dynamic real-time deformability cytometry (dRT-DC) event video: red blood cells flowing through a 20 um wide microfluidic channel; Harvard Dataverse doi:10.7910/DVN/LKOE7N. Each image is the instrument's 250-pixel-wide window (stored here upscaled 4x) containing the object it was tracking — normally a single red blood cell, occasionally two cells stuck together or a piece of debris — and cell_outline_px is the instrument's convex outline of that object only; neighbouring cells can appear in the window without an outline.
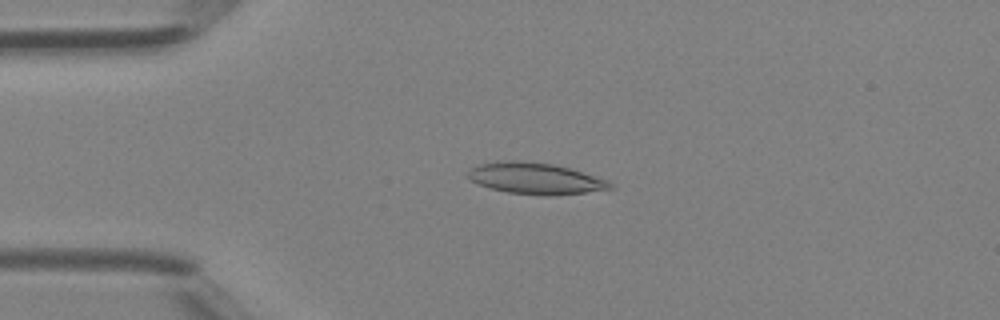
{"species": "Egyptian fruit bat (a non-hibernating species)", "species_latin": "Rousettus aegyptiacus", "temperature_condition": "room temperature", "stored_images_in_passage": 34, "camera_frame_rate_fps": 3000, "um_per_image_px": 0.085, "animal": {"sex": "female"}, "frame": {"image": 1, "passage_image": 2, "time_ms": 0.333, "image_size_px": [1000, 320], "cell_outline_px": [[616, 188], [552, 196], [544, 196], [508, 192], [492, 188], [480, 184], [472, 180], [468, 176], [468, 172], [472, 168], [480, 164], [496, 160], [512, 160], [552, 164], [568, 168], [608, 180]], "centroid_in_image_um": [45.52, 15.17], "position_along_channel_um": 39.5, "area_um2": 25.66}}
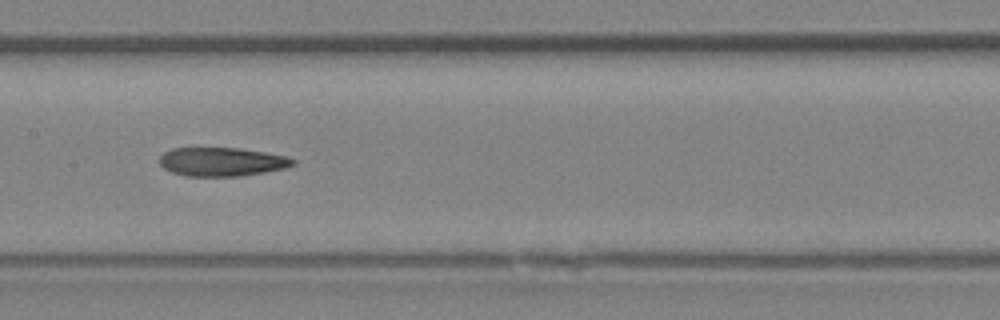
{"frame": {"image": 2, "passage_image": 13, "time_ms": 4.0, "image_size_px": [1000, 320], "cell_outline_px": [[296, 164], [284, 168], [264, 172], [240, 176], [184, 176], [172, 172], [164, 168], [160, 164], [160, 156], [164, 152], [172, 148], [240, 148], [288, 156], [296, 160]], "centroid_in_image_um": [18.87, 13.75], "position_along_channel_um": 188.5, "area_um2": 22.37}}
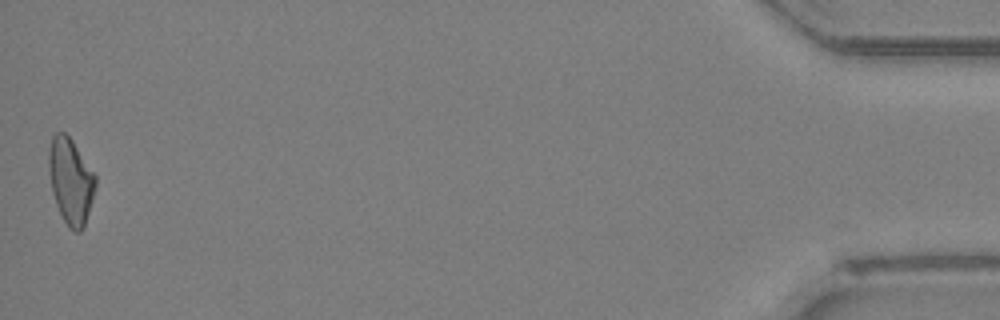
{"frame": {"image": 3, "passage_image": 34, "time_ms": 11.0, "image_size_px": [1000, 320], "cell_outline_px": [[96, 188], [84, 228], [80, 232], [72, 232], [68, 228], [56, 204], [52, 192], [48, 164], [48, 152], [52, 136], [56, 132], [64, 132], [72, 140], [96, 176]], "centroid_in_image_um": [6.01, 15.41], "position_along_channel_um": 429.2, "area_um2": 23.41}}